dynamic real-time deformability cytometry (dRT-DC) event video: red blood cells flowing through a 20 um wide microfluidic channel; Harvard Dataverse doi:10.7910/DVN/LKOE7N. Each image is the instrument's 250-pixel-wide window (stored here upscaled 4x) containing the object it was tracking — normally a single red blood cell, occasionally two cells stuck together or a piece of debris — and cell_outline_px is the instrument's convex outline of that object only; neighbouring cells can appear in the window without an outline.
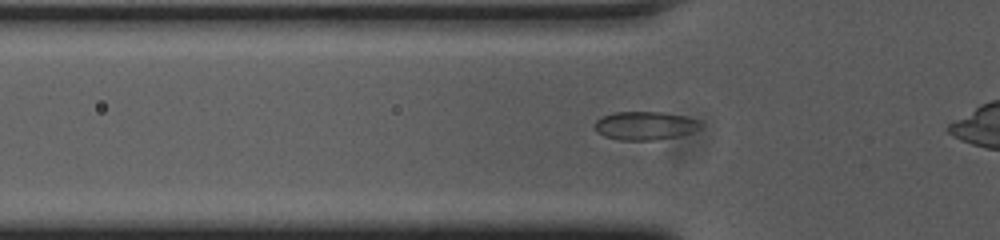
{"species": "common noctule bat (a hibernating species)", "species_latin": "Nyctalus noctula", "temperature_condition": "cold", "stored_images_in_passage": 37, "camera_frame_rate_fps": 3000, "um_per_image_px": 0.085, "animal": {"sex": "female", "body_mass_g": 23.0, "forearm_length_mm": 53.4}, "frame": {"image": 1, "passage_image": 10, "time_ms": 3.0, "image_size_px": [1000, 240], "cell_outline_px": [[700, 124], [688, 132], [676, 136], [656, 140], [620, 140], [604, 136], [596, 132], [596, 120], [600, 116], [612, 112], [664, 112], [684, 116], [696, 120]], "centroid_in_image_um": [54.7, 10.67], "position_along_channel_um": 71.1, "area_um2": 17.17}}
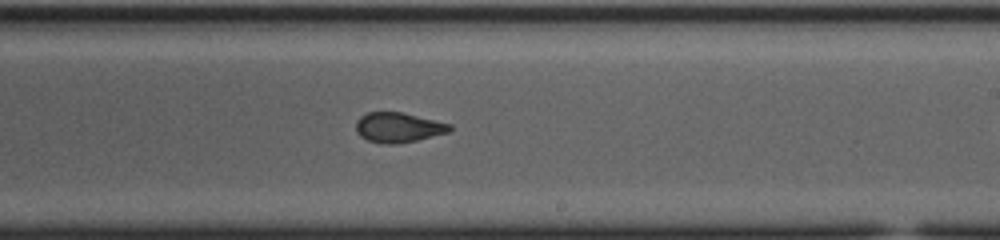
{"frame": {"image": 2, "passage_image": 25, "time_ms": 8.0, "image_size_px": [1000, 240], "cell_outline_px": [[452, 132], [416, 140], [396, 144], [384, 144], [368, 140], [360, 136], [356, 132], [356, 120], [360, 116], [368, 112], [404, 112], [452, 124]], "centroid_in_image_um": [33.88, 10.83], "position_along_channel_um": 255.1, "area_um2": 16.59}}
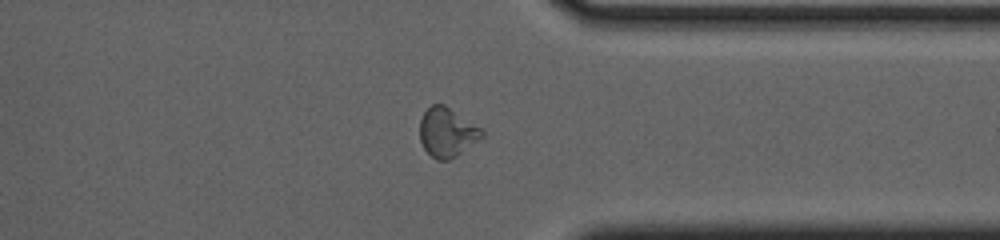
{"frame": {"image": 3, "passage_image": 35, "time_ms": 11.333, "image_size_px": [1000, 240], "cell_outline_px": [[484, 136], [456, 156], [448, 160], [436, 160], [424, 148], [420, 140], [420, 120], [424, 112], [432, 104], [444, 104], [484, 128]], "centroid_in_image_um": [38.03, 11.23], "position_along_channel_um": 373.4, "area_um2": 17.92}}